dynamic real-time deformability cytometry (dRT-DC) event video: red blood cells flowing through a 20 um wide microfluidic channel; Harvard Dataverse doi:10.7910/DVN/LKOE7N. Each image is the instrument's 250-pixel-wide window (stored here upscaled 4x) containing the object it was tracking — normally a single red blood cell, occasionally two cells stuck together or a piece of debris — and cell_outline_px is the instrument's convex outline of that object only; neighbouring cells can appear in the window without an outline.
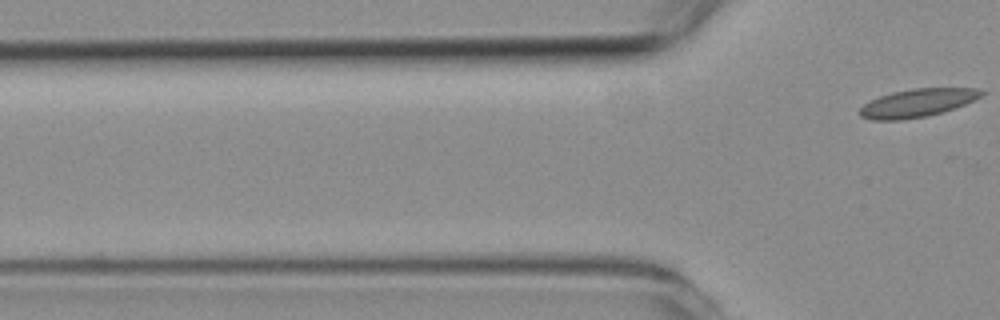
{"species": "common noctule bat (a hibernating species)", "species_latin": "Nyctalus noctula", "temperature_condition": "room temperature", "stored_images_in_passage": 6, "camera_frame_rate_fps": 3000, "um_per_image_px": 0.085, "animal": {"sex": "female", "body_mass_g": 19.3, "forearm_length_mm": 54.1}, "frame": {"image": 1, "passage_image": 6, "time_ms": 6.667, "image_size_px": [1000, 320], "cell_outline_px": [[984, 92], [980, 96], [964, 104], [944, 112], [928, 116], [900, 120], [872, 120], [860, 116], [860, 108], [864, 104], [880, 96], [892, 92], [912, 88], [976, 88]], "centroid_in_image_um": [77.95, 8.75], "position_along_channel_um": 47.8, "area_um2": 19.77}}